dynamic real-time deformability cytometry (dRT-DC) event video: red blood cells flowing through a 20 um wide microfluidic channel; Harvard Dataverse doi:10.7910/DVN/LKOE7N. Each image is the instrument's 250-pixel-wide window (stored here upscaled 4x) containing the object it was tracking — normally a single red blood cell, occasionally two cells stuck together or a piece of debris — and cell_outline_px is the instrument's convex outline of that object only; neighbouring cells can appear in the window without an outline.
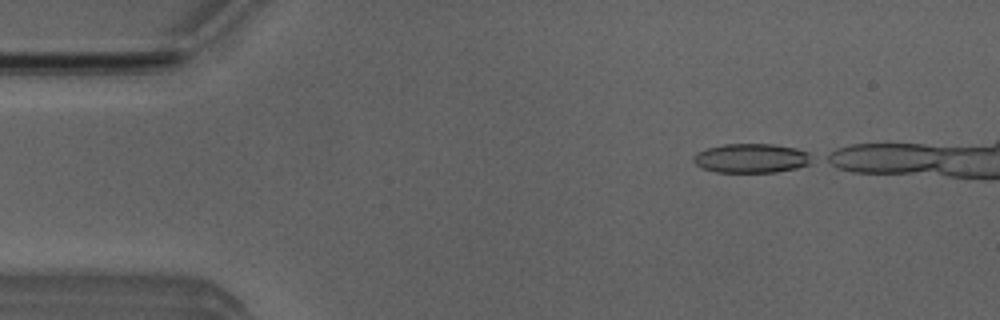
{"species": "Egyptian fruit bat (a non-hibernating species)", "species_latin": "Rousettus aegyptiacus", "temperature_condition": "room temperature", "stored_images_in_passage": 29, "camera_frame_rate_fps": 3000, "um_per_image_px": 0.085, "animal": {"sex": "male"}, "frame": {"image": 1, "passage_image": 1, "time_ms": 0.0, "image_size_px": [1000, 320], "cell_outline_px": [[816, 160], [808, 164], [796, 168], [776, 172], [716, 172], [704, 168], [696, 164], [692, 160], [692, 156], [696, 152], [708, 148], [724, 144], [772, 144], [796, 148], [808, 152], [816, 156]], "centroid_in_image_um": [63.92, 13.44], "position_along_channel_um": 21.1, "area_um2": 20.4}}
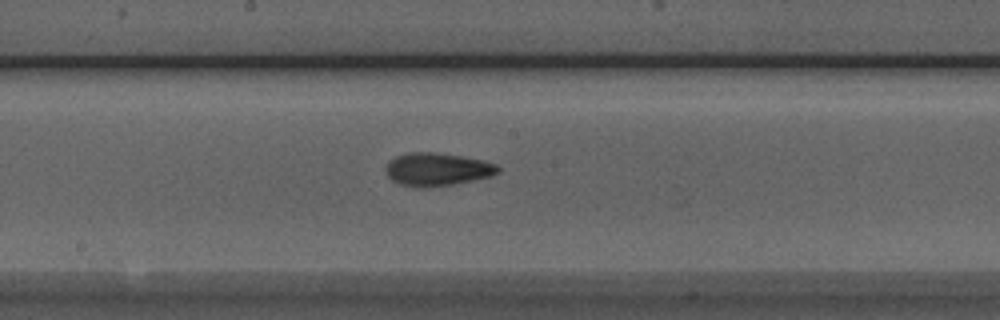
{"frame": {"image": 2, "passage_image": 21, "time_ms": 6.667, "image_size_px": [1000, 320], "cell_outline_px": [[500, 172], [492, 176], [452, 184], [420, 188], [416, 188], [400, 184], [392, 180], [388, 176], [384, 168], [388, 160], [396, 156], [408, 152], [432, 152], [460, 156], [484, 160], [496, 164], [500, 168]], "centroid_in_image_um": [37.13, 14.39], "position_along_channel_um": 211.1, "area_um2": 21.68}}
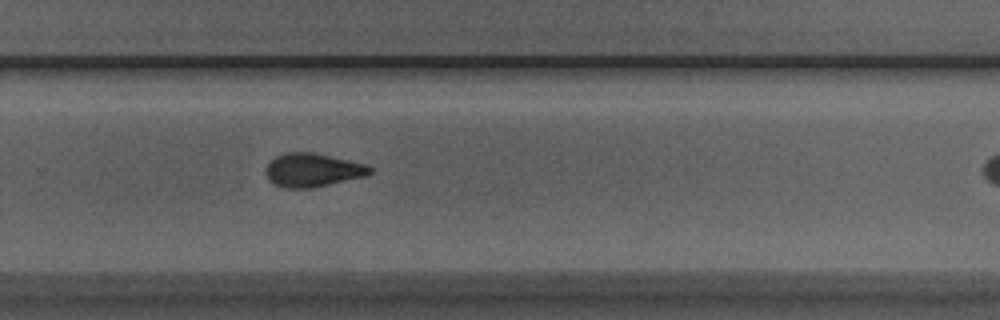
{"frame": {"image": 3, "passage_image": 28, "time_ms": 9.0, "image_size_px": [1000, 320], "cell_outline_px": [[372, 172], [368, 176], [312, 188], [284, 188], [272, 184], [268, 180], [264, 172], [264, 168], [276, 156], [284, 152], [312, 152], [364, 164], [372, 168]], "centroid_in_image_um": [26.53, 14.47], "position_along_channel_um": 303.3, "area_um2": 20.52}}